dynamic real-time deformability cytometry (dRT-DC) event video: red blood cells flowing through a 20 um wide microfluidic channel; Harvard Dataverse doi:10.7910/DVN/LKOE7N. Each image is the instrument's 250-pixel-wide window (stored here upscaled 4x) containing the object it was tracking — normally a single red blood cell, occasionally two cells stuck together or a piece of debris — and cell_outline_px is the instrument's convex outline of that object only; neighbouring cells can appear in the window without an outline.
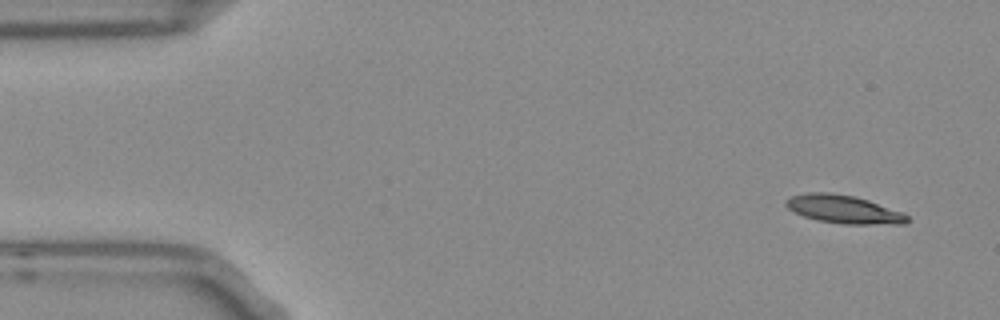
{"species": "Egyptian fruit bat (a non-hibernating species)", "species_latin": "Rousettus aegyptiacus", "temperature_condition": "room temperature", "stored_images_in_passage": 52, "segment_of_instrument_passage": [1, 2], "camera_frame_rate_fps": 3000, "um_per_image_px": 0.085, "frame": {"image": 1, "passage_image": 1, "time_ms": 0.0, "image_size_px": [1000, 320], "cell_outline_px": [[908, 220], [904, 224], [844, 224], [820, 220], [804, 216], [788, 208], [784, 204], [784, 200], [788, 196], [808, 192], [828, 192], [852, 196], [868, 200], [904, 212], [908, 216]], "centroid_in_image_um": [71.7, 17.78], "position_along_channel_um": 13.3, "area_um2": 19.88}}
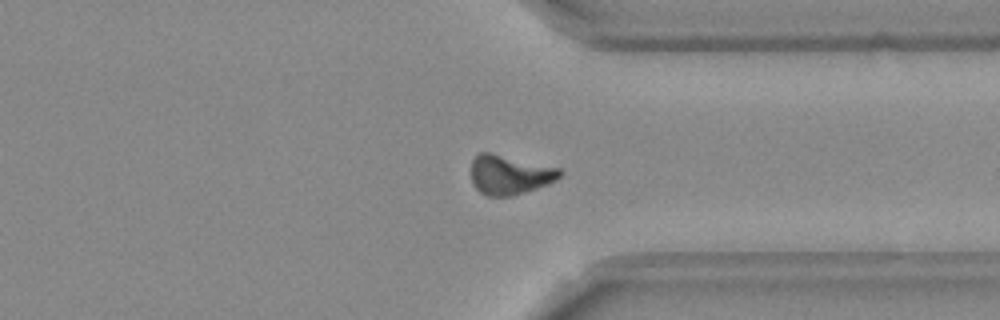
{"frame": {"image": 2, "passage_image": 38, "time_ms": 12.333, "image_size_px": [1000, 320], "cell_outline_px": [[564, 172], [556, 180], [548, 184], [512, 196], [488, 196], [480, 192], [476, 188], [472, 180], [472, 160], [480, 152], [488, 152], [560, 168]], "centroid_in_image_um": [43.33, 14.86], "position_along_channel_um": 368.1, "area_um2": 20.17}}
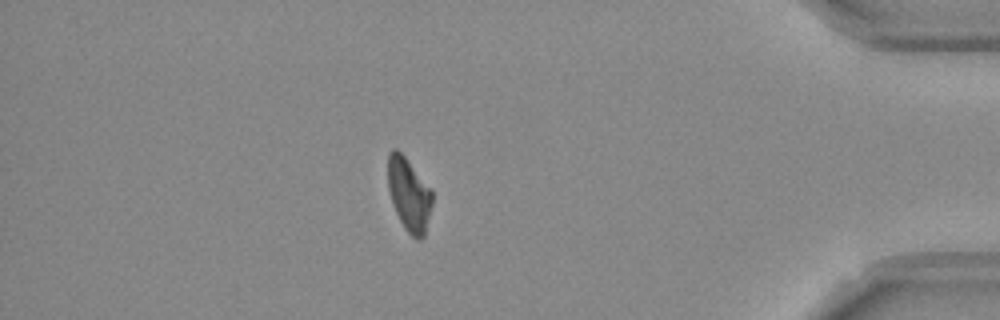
{"frame": {"image": 3, "passage_image": 44, "time_ms": 14.333, "image_size_px": [1000, 320], "cell_outline_px": [[432, 204], [424, 236], [420, 240], [416, 240], [404, 228], [396, 212], [388, 188], [388, 152], [392, 148], [396, 148], [404, 156], [432, 188]], "centroid_in_image_um": [34.77, 16.52], "position_along_channel_um": 400.4, "area_um2": 18.9}}